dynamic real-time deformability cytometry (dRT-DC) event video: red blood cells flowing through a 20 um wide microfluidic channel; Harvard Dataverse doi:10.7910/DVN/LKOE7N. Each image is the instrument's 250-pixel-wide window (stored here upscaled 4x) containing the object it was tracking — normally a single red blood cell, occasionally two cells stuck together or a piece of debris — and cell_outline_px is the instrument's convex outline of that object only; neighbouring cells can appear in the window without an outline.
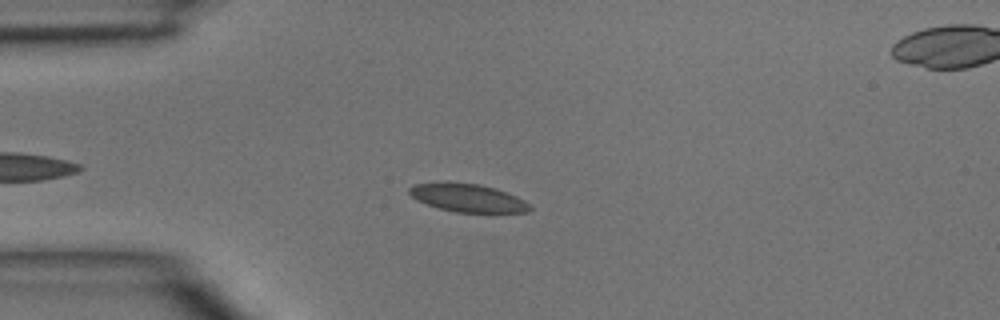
{"species": "common noctule bat (a hibernating species)", "species_latin": "Nyctalus noctula", "temperature_condition": "room temperature", "stored_images_in_passage": 44, "camera_frame_rate_fps": 3000, "um_per_image_px": 0.085, "animal": {"sex": "male", "body_mass_g": 15.6}, "frame": {"image": 1, "passage_image": 8, "time_ms": 2.333, "image_size_px": [1000, 320], "cell_outline_px": [[532, 208], [528, 212], [456, 212], [440, 208], [416, 200], [408, 192], [408, 188], [416, 184], [448, 180], [480, 184], [496, 188], [516, 196], [524, 200]], "centroid_in_image_um": [39.73, 16.78], "position_along_channel_um": 45.3, "area_um2": 19.94}}
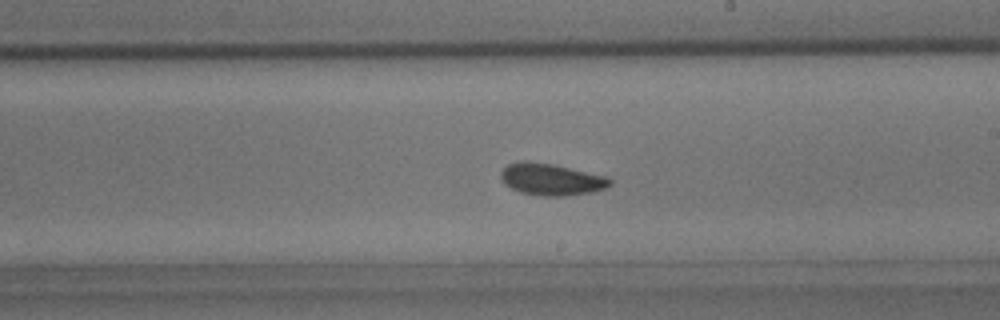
{"frame": {"image": 2, "passage_image": 23, "time_ms": 7.333, "image_size_px": [1000, 320], "cell_outline_px": [[612, 184], [604, 188], [592, 192], [564, 196], [544, 196], [520, 192], [504, 184], [500, 176], [500, 172], [508, 164], [524, 160], [552, 164], [608, 176], [612, 180]], "centroid_in_image_um": [46.86, 15.24], "position_along_channel_um": 242.1, "area_um2": 20.23}}
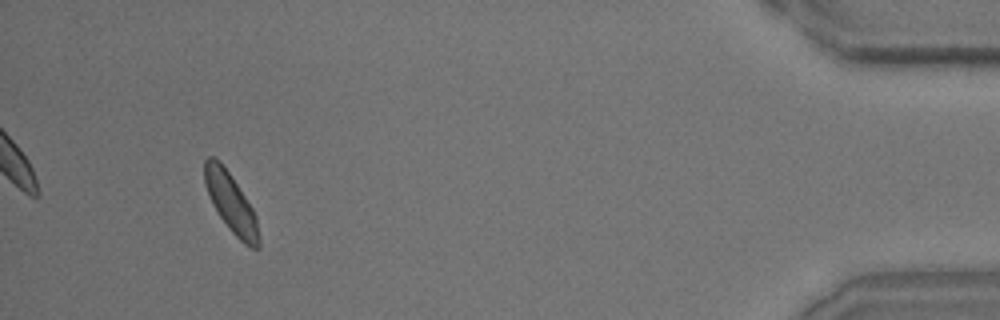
{"frame": {"image": 3, "passage_image": 40, "time_ms": 13.0, "image_size_px": [1000, 320], "cell_outline_px": [[260, 248], [252, 248], [244, 244], [228, 228], [212, 204], [204, 184], [204, 160], [208, 156], [212, 156], [228, 172], [252, 208], [256, 216], [260, 240]], "centroid_in_image_um": [19.62, 17.29], "position_along_channel_um": 415.6, "area_um2": 18.32}}